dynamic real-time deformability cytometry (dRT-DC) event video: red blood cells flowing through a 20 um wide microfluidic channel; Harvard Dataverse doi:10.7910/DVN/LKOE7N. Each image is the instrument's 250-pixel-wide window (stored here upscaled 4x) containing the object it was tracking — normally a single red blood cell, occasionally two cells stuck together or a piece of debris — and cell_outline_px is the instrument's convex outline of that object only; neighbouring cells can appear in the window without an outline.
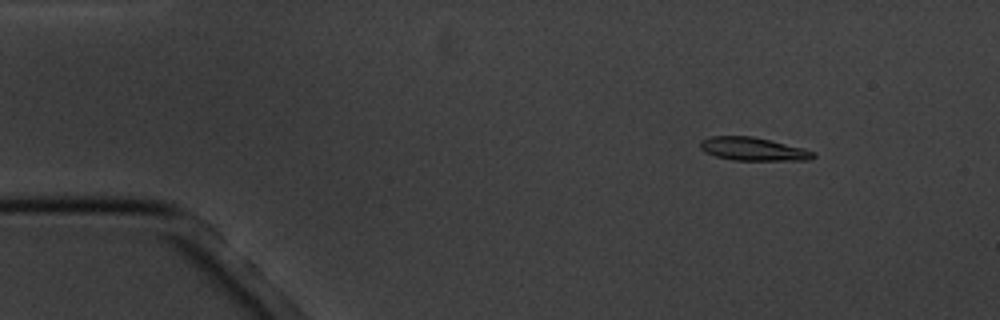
{"species": "common noctule bat (a hibernating species)", "species_latin": "Nyctalus noctula", "temperature_condition": "cold", "stored_images_in_passage": 7, "camera_frame_rate_fps": 3000, "um_per_image_px": 0.085, "animal": {"sex": "male", "body_mass_g": 20.1, "forearm_length_mm": 53.5}, "frame": {"image": 1, "passage_image": 2, "time_ms": 1.0, "image_size_px": [1000, 320], "cell_outline_px": [[816, 156], [812, 160], [732, 160], [716, 156], [704, 152], [700, 148], [700, 140], [712, 136], [752, 136], [804, 148], [816, 152]], "centroid_in_image_um": [64.03, 12.67], "position_along_channel_um": 21.0, "area_um2": 15.37}}
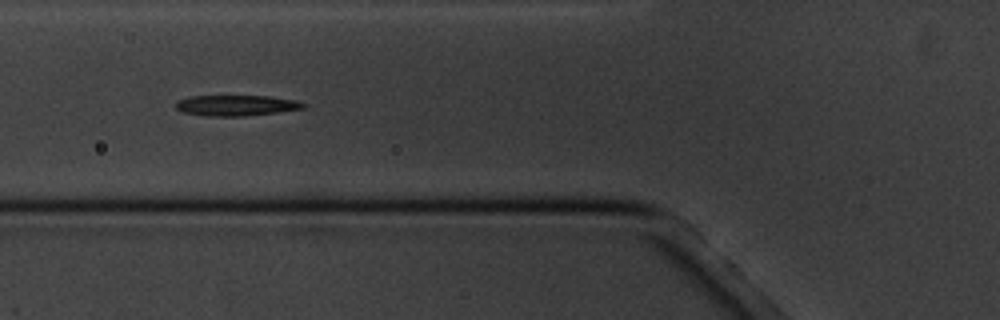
{"frame": {"image": 2, "passage_image": 6, "time_ms": 5.667, "image_size_px": [1000, 320], "cell_outline_px": [[308, 104], [304, 108], [248, 116], [208, 116], [184, 112], [176, 108], [176, 100], [192, 96], [272, 96], [300, 100]], "centroid_in_image_um": [20.15, 8.95], "position_along_channel_um": 105.7, "area_um2": 15.49}}
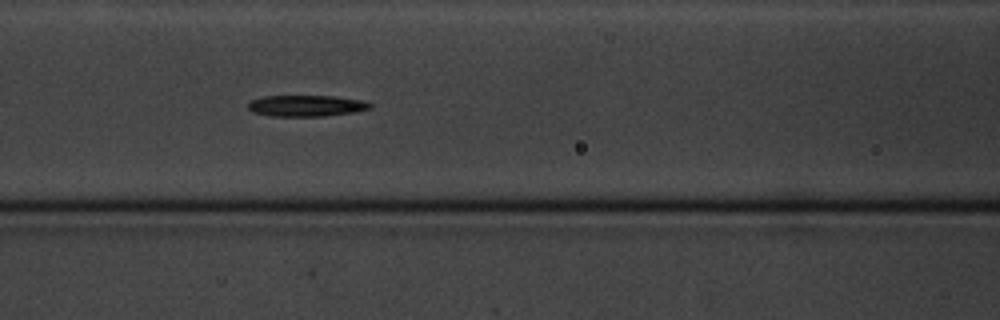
{"frame": {"image": 3, "passage_image": 7, "time_ms": 6.667, "image_size_px": [1000, 320], "cell_outline_px": [[372, 108], [352, 112], [324, 116], [268, 116], [252, 112], [248, 108], [248, 104], [252, 100], [264, 96], [336, 96], [364, 100], [372, 104]], "centroid_in_image_um": [26.04, 8.99], "position_along_channel_um": 140.6, "area_um2": 15.14}}